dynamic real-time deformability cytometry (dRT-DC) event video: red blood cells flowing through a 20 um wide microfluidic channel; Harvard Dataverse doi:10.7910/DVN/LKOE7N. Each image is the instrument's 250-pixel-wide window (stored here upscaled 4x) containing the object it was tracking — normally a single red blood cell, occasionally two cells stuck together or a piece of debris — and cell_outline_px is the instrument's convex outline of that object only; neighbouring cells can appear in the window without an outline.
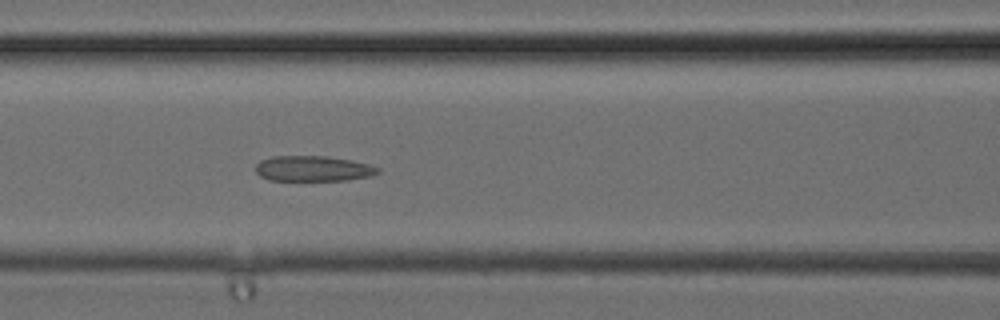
{"species": "common noctule bat (a hibernating species)", "species_latin": "Nyctalus noctula", "temperature_condition": "cold", "stored_images_in_passage": 16, "camera_frame_rate_fps": 3000, "um_per_image_px": 0.085, "animal": {"sex": "female", "body_mass_g": 24.6, "forearm_length_mm": 56.2}, "frame": {"image": 1, "passage_image": 14, "time_ms": 4.333, "image_size_px": [1000, 320], "cell_outline_px": [[380, 172], [372, 176], [348, 180], [268, 180], [260, 176], [256, 172], [256, 164], [260, 160], [272, 156], [324, 156], [352, 160], [368, 164], [380, 168]], "centroid_in_image_um": [26.62, 14.33], "position_along_channel_um": 140.0, "area_um2": 18.21}}
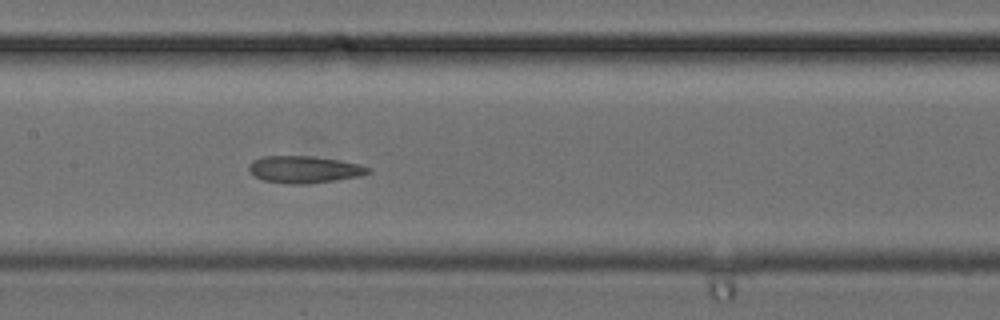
{"frame": {"image": 2, "passage_image": 16, "time_ms": 5.0, "image_size_px": [1000, 320], "cell_outline_px": [[372, 172], [360, 176], [304, 184], [288, 184], [264, 180], [248, 172], [248, 164], [252, 160], [264, 156], [312, 156], [340, 160], [360, 164], [372, 168]], "centroid_in_image_um": [25.86, 14.39], "position_along_channel_um": 181.5, "area_um2": 18.84}}